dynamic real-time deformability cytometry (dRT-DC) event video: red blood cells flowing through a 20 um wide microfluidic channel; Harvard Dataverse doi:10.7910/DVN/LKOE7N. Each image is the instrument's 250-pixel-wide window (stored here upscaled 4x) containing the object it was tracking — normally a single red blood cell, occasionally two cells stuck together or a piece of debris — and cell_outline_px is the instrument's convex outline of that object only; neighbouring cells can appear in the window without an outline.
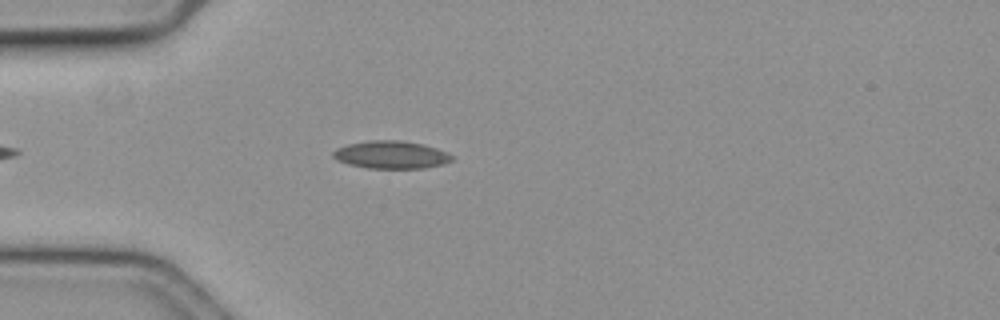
{"species": "common noctule bat (a hibernating species)", "species_latin": "Nyctalus noctula", "temperature_condition": "cold", "stored_images_in_passage": 43, "camera_frame_rate_fps": 3000, "um_per_image_px": 0.085, "animal": {"sex": "female", "body_mass_g": 19.3, "forearm_length_mm": 54.1}, "frame": {"image": 1, "passage_image": 7, "time_ms": 2.0, "image_size_px": [1000, 320], "cell_outline_px": [[452, 160], [444, 164], [424, 168], [368, 168], [348, 164], [336, 160], [332, 156], [332, 152], [336, 148], [348, 144], [368, 140], [400, 140], [424, 144], [448, 152], [452, 156]], "centroid_in_image_um": [33.23, 13.15], "position_along_channel_um": 51.8, "area_um2": 19.31}}
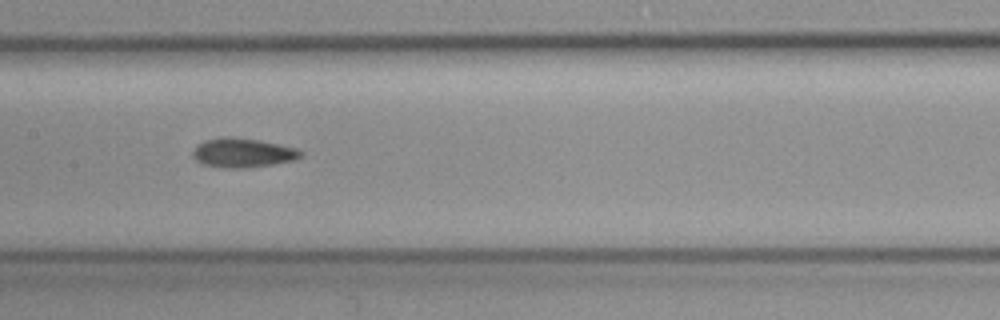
{"frame": {"image": 2, "passage_image": 19, "time_ms": 6.0, "image_size_px": [1000, 320], "cell_outline_px": [[304, 152], [300, 156], [292, 160], [272, 164], [244, 168], [224, 168], [204, 164], [196, 160], [192, 156], [192, 152], [204, 140], [224, 136], [228, 136], [260, 140], [296, 148]], "centroid_in_image_um": [20.62, 12.98], "position_along_channel_um": 186.8, "area_um2": 18.21}}
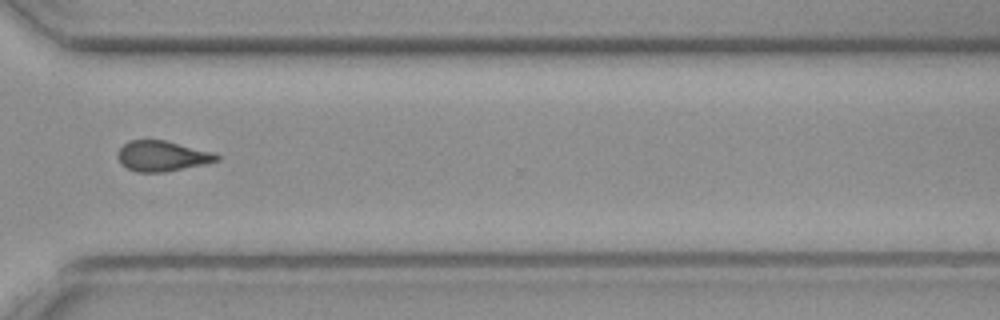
{"frame": {"image": 3, "passage_image": 33, "time_ms": 10.667, "image_size_px": [1000, 320], "cell_outline_px": [[220, 160], [204, 164], [164, 172], [136, 172], [120, 164], [116, 156], [116, 152], [128, 140], [164, 140], [212, 152], [220, 156]], "centroid_in_image_um": [13.73, 13.26], "position_along_channel_um": 356.9, "area_um2": 17.51}}